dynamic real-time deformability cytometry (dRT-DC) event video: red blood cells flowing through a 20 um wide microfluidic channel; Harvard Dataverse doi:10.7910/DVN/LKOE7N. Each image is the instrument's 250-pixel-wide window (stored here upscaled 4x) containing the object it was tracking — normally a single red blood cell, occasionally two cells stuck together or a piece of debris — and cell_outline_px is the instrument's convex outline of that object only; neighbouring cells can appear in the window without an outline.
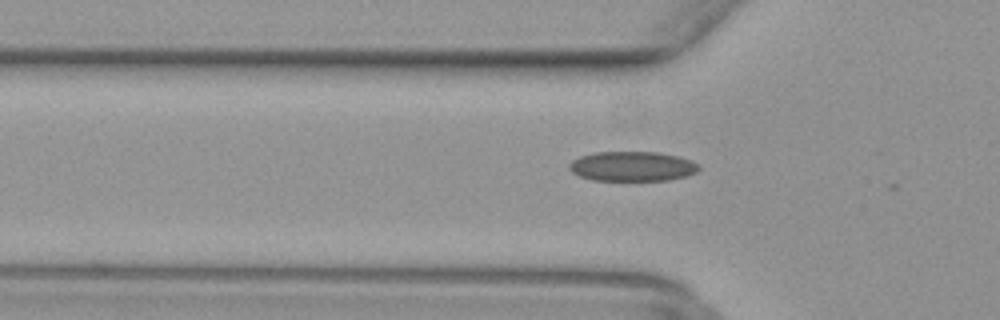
{"species": "common noctule bat (a hibernating species)", "species_latin": "Nyctalus noctula", "temperature_condition": "warm", "stored_images_in_passage": 26, "camera_frame_rate_fps": 3000, "um_per_image_px": 0.085, "animal": {"sex": "female", "body_mass_g": 29.2, "forearm_length_mm": 56.3}, "frame": {"image": 1, "passage_image": 3, "time_ms": 0.667, "image_size_px": [1000, 320], "cell_outline_px": [[700, 168], [696, 172], [684, 176], [668, 180], [592, 180], [580, 176], [572, 172], [568, 168], [568, 164], [572, 160], [580, 156], [596, 152], [656, 152], [676, 156], [692, 160], [700, 164]], "centroid_in_image_um": [53.73, 14.13], "position_along_channel_um": 72.1, "area_um2": 22.43}}
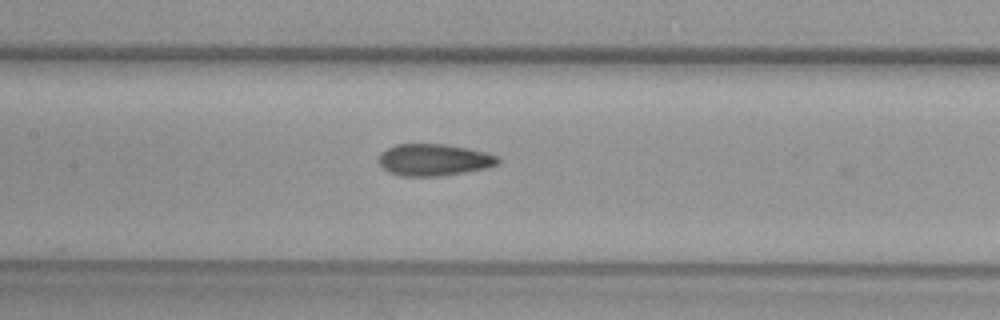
{"frame": {"image": 2, "passage_image": 10, "time_ms": 3.0, "image_size_px": [1000, 320], "cell_outline_px": [[500, 164], [488, 168], [440, 176], [400, 176], [388, 172], [380, 164], [380, 156], [388, 148], [396, 144], [444, 144], [468, 148], [488, 152], [500, 156]], "centroid_in_image_um": [36.97, 13.59], "position_along_channel_um": 170.4, "area_um2": 22.2}}
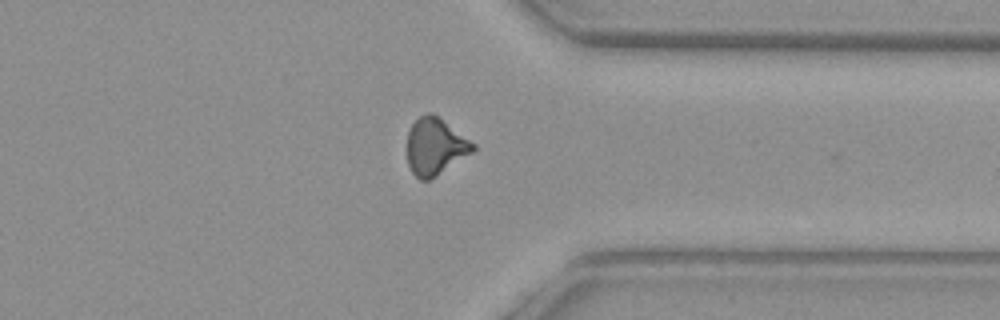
{"frame": {"image": 3, "passage_image": 25, "time_ms": 8.0, "image_size_px": [1000, 320], "cell_outline_px": [[476, 148], [472, 152], [436, 176], [428, 180], [420, 180], [412, 172], [408, 164], [408, 132], [412, 124], [420, 116], [428, 112], [432, 112], [476, 144]], "centroid_in_image_um": [36.99, 12.45], "position_along_channel_um": 374.4, "area_um2": 21.56}}